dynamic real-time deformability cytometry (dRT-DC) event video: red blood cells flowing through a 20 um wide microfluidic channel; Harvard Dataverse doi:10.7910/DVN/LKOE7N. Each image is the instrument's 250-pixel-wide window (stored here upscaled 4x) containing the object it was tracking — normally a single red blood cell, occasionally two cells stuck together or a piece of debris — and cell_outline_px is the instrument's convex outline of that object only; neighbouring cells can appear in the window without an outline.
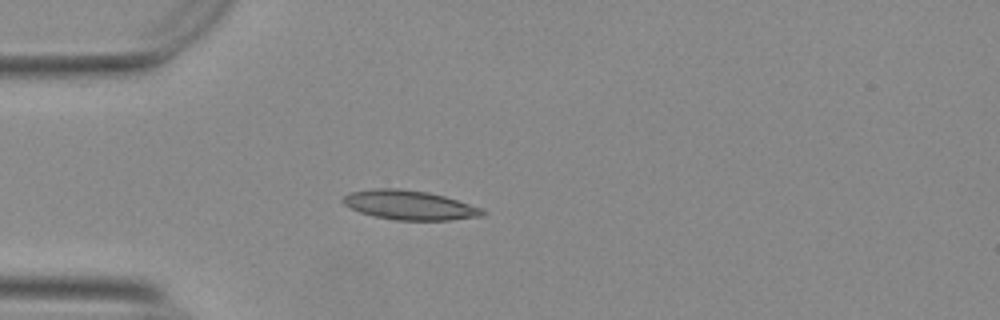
{"species": "Egyptian fruit bat (a non-hibernating species)", "species_latin": "Rousettus aegyptiacus", "temperature_condition": "warm", "stored_images_in_passage": 35, "camera_frame_rate_fps": 3000, "um_per_image_px": 0.085, "animal": {"sex": "female"}, "frame": {"image": 1, "passage_image": 1, "time_ms": 0.0, "image_size_px": [1000, 320], "cell_outline_px": [[484, 216], [448, 220], [396, 220], [376, 216], [360, 212], [344, 204], [340, 200], [344, 196], [352, 192], [376, 188], [396, 188], [428, 192], [444, 196], [484, 208]], "centroid_in_image_um": [34.83, 17.43], "position_along_channel_um": 50.2, "area_um2": 23.7}}
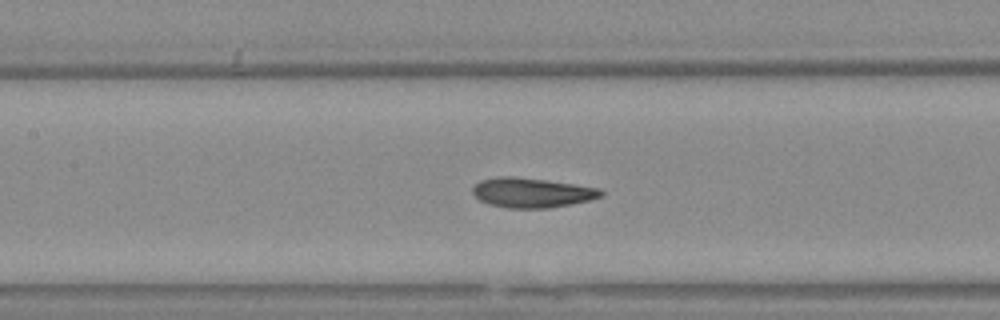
{"frame": {"image": 2, "passage_image": 11, "time_ms": 3.333, "image_size_px": [1000, 320], "cell_outline_px": [[604, 192], [600, 196], [588, 200], [548, 208], [508, 208], [488, 204], [480, 200], [472, 192], [472, 188], [480, 180], [500, 176], [516, 176], [576, 184], [600, 188]], "centroid_in_image_um": [45.18, 16.36], "position_along_channel_um": 162.2, "area_um2": 22.14}}
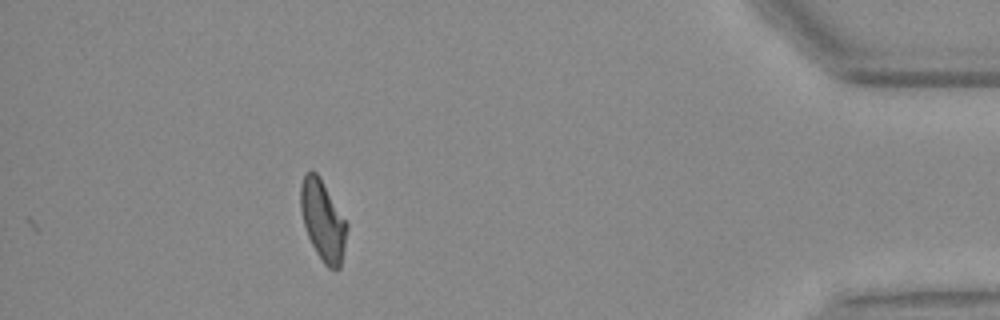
{"frame": {"image": 3, "passage_image": 35, "time_ms": 11.333, "image_size_px": [1000, 320], "cell_outline_px": [[348, 228], [340, 268], [328, 268], [324, 264], [316, 252], [308, 236], [304, 224], [300, 208], [300, 184], [304, 176], [308, 172], [316, 172], [320, 176], [348, 224]], "centroid_in_image_um": [27.44, 18.73], "position_along_channel_um": 407.8, "area_um2": 21.5}, "authors_computed_cell_mechanics": {"area_um2": 22.0218, "velocity_mm_per_s": 3.7322, "shape_relaxation_time_tau1_ms": 6.7262, "shape_relaxation_time_tau2_ms": 2.6629, "deformation_change_tau1": 0.1686, "deformation_change_tau2": 0.109}}